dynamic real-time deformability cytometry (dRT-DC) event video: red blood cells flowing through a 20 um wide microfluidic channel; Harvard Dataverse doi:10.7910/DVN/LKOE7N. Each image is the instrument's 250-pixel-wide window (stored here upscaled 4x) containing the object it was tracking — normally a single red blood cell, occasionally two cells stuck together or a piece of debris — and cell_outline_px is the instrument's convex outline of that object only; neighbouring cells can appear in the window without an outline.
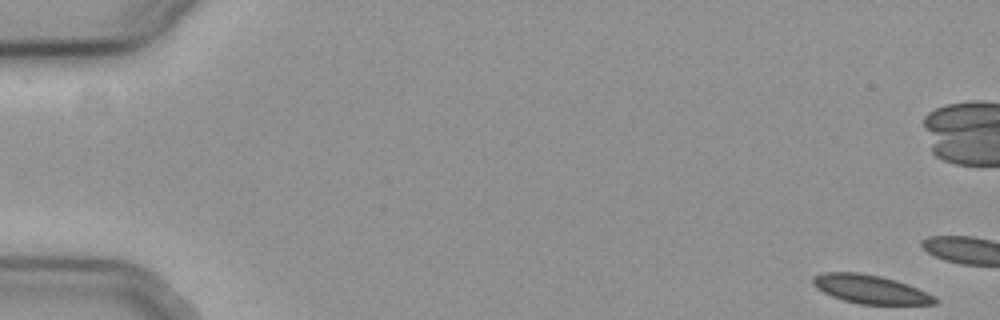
{"species": "common noctule bat (a hibernating species)", "species_latin": "Nyctalus noctula", "temperature_condition": "cold", "stored_images_in_passage": 14, "camera_frame_rate_fps": 3000, "um_per_image_px": 0.085, "animal": {"sex": "female", "body_mass_g": 19.3, "forearm_length_mm": 54.1}, "frame": {"image": 1, "passage_image": 1, "time_ms": 0.0, "image_size_px": [1000, 320], "cell_outline_px": [[940, 300], [936, 304], [860, 304], [844, 300], [832, 296], [816, 288], [812, 284], [812, 276], [824, 272], [860, 272], [880, 276], [896, 280], [908, 284], [928, 292], [936, 296]], "centroid_in_image_um": [74.01, 24.58], "position_along_channel_um": 11.0, "area_um2": 20.52}}